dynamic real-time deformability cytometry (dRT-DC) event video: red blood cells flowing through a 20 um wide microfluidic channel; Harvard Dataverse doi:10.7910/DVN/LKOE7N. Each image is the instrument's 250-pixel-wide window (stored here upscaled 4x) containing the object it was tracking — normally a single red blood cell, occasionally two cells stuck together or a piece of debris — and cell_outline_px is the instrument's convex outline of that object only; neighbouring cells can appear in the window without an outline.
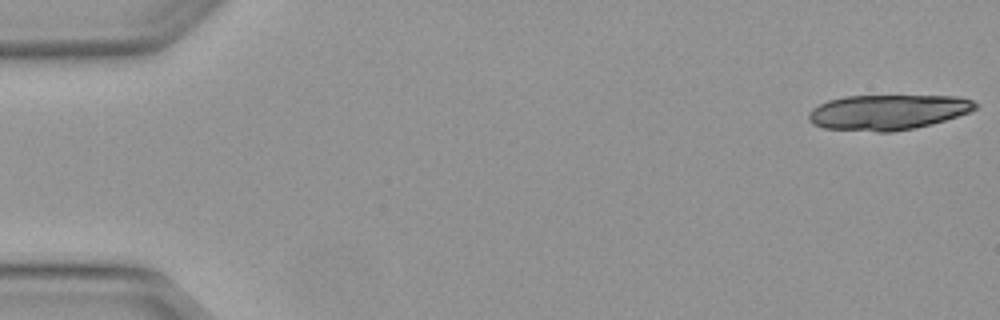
{"species": "Egyptian fruit bat (a non-hibernating species)", "species_latin": "Rousettus aegyptiacus", "temperature_condition": "warm", "stored_images_in_passage": 6, "camera_frame_rate_fps": 3000, "um_per_image_px": 0.085, "animal": {"sex": "female"}, "frame": {"image": 1, "passage_image": 1, "time_ms": 0.0, "image_size_px": [1000, 320], "cell_outline_px": [[980, 104], [976, 108], [968, 112], [932, 124], [916, 128], [892, 132], [876, 132], [824, 128], [812, 124], [808, 120], [808, 112], [812, 108], [828, 100], [848, 96], [960, 96], [972, 100]], "centroid_in_image_um": [75.45, 9.54], "position_along_channel_um": 9.6, "area_um2": 34.33}}
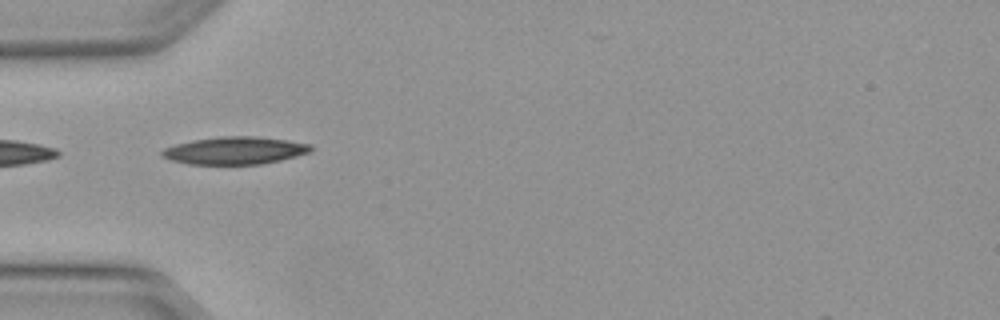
{"frame": {"image": 2, "passage_image": 5, "time_ms": 1.333, "image_size_px": [1000, 320], "cell_outline_px": [[312, 148], [308, 152], [280, 160], [260, 164], [188, 164], [172, 160], [160, 156], [160, 152], [164, 148], [176, 144], [192, 140], [220, 136], [256, 136], [288, 140], [312, 144]], "centroid_in_image_um": [19.93, 12.78], "position_along_channel_um": 65.1, "area_um2": 23.81}}
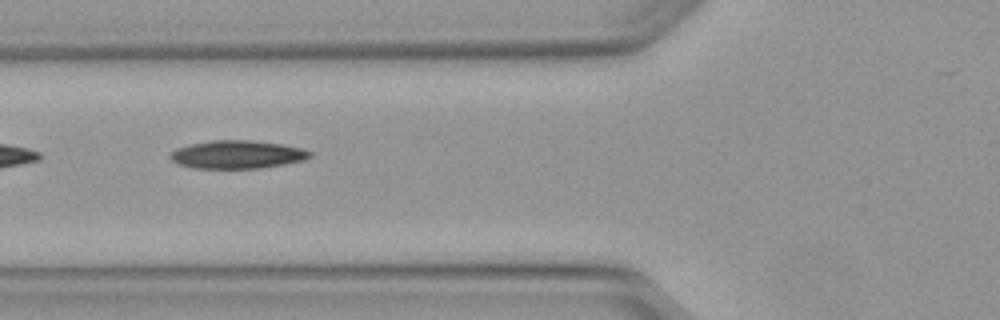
{"frame": {"image": 3, "passage_image": 6, "time_ms": 1.667, "image_size_px": [1000, 320], "cell_outline_px": [[312, 156], [304, 160], [284, 164], [260, 168], [192, 168], [176, 164], [168, 156], [176, 148], [192, 144], [212, 140], [252, 140], [284, 144], [300, 148], [312, 152]], "centroid_in_image_um": [20.16, 13.13], "position_along_channel_um": 105.6, "area_um2": 22.95}}